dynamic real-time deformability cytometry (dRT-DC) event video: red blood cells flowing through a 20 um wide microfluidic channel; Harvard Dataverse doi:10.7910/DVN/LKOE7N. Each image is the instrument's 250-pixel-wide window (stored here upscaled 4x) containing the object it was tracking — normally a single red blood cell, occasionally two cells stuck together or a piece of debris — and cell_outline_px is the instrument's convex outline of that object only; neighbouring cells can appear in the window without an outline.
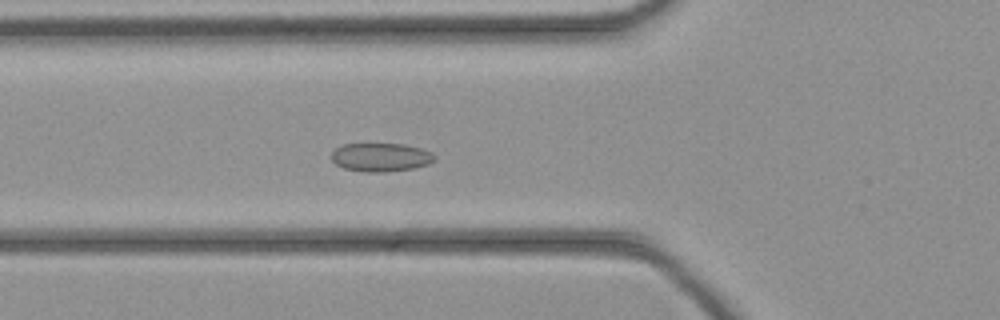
{"species": "common noctule bat (a hibernating species)", "species_latin": "Nyctalus noctula", "temperature_condition": "cold", "stored_images_in_passage": 45, "camera_frame_rate_fps": 3000, "um_per_image_px": 0.085, "animal": {"sex": "female", "body_mass_g": 21.9}, "frame": {"image": 1, "passage_image": 16, "time_ms": 5.0, "image_size_px": [1000, 320], "cell_outline_px": [[436, 160], [428, 164], [416, 168], [384, 172], [364, 172], [344, 168], [336, 164], [332, 160], [332, 152], [340, 144], [404, 144], [420, 148], [432, 152], [436, 156]], "centroid_in_image_um": [32.39, 13.37], "position_along_channel_um": 93.4, "area_um2": 17.28}}
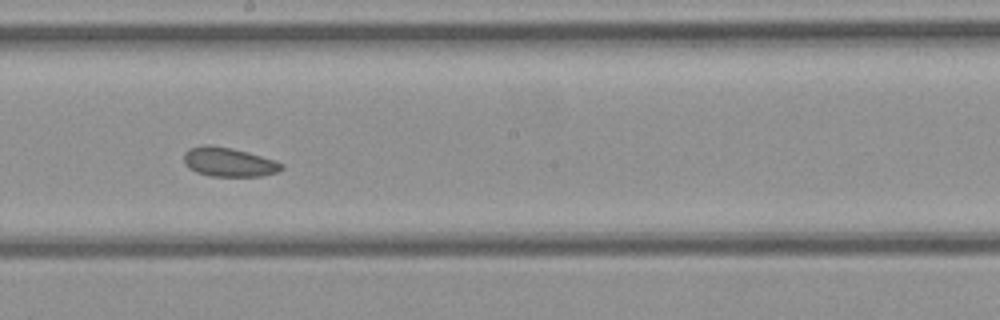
{"frame": {"image": 2, "passage_image": 25, "time_ms": 8.0, "image_size_px": [1000, 320], "cell_outline_px": [[284, 168], [276, 172], [260, 176], [208, 176], [196, 172], [188, 168], [184, 164], [184, 152], [188, 148], [204, 144], [208, 144], [232, 148], [248, 152], [284, 164]], "centroid_in_image_um": [19.38, 13.77], "position_along_channel_um": 228.8, "area_um2": 16.65}}
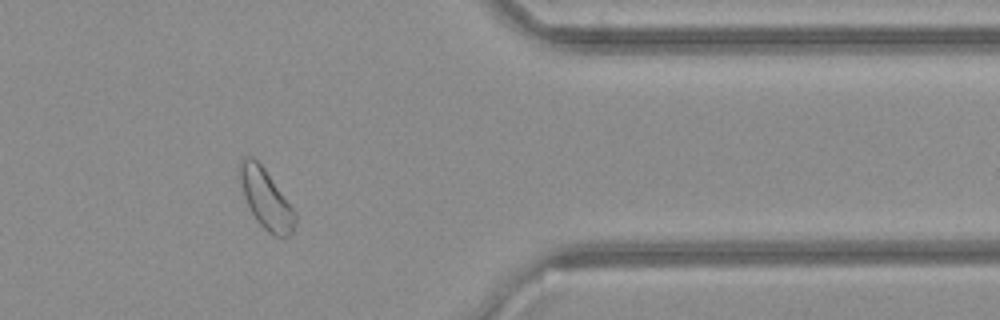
{"frame": {"image": 3, "passage_image": 37, "time_ms": 12.0, "image_size_px": [1000, 320], "cell_outline_px": [[296, 224], [292, 232], [288, 236], [276, 236], [268, 232], [256, 220], [244, 196], [236, 176], [240, 160], [244, 156], [252, 156], [264, 168], [296, 212]], "centroid_in_image_um": [22.57, 16.86], "position_along_channel_um": 388.8, "area_um2": 19.31}}